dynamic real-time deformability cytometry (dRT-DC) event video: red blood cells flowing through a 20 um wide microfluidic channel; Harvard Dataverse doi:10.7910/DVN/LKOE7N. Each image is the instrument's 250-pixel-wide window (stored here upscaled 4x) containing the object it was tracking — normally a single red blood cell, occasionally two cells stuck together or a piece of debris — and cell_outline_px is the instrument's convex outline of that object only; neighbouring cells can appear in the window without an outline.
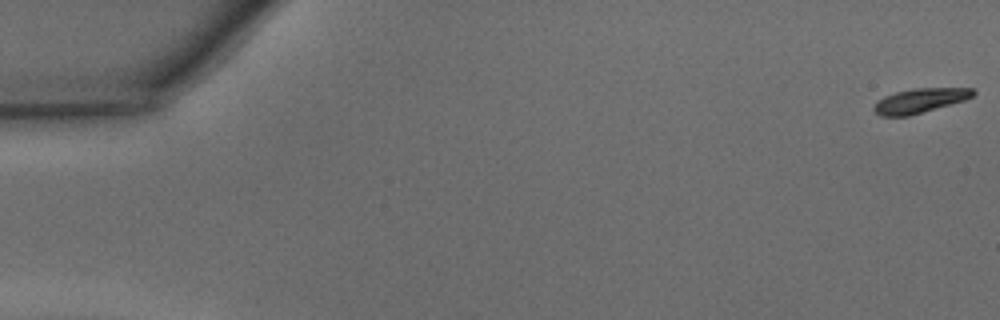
{"species": "common noctule bat (a hibernating species)", "species_latin": "Nyctalus noctula", "temperature_condition": "warm", "stored_images_in_passage": 44, "camera_frame_rate_fps": 3000, "um_per_image_px": 0.085, "animal": {"sex": "male", "body_mass_g": 15.6}, "frame": {"image": 1, "passage_image": 1, "time_ms": 0.0, "image_size_px": [1000, 320], "cell_outline_px": [[976, 92], [972, 96], [964, 100], [908, 116], [880, 116], [872, 108], [876, 100], [884, 96], [896, 92], [912, 88], [972, 88]], "centroid_in_image_um": [78.14, 8.55], "position_along_channel_um": 6.9, "area_um2": 14.05}}
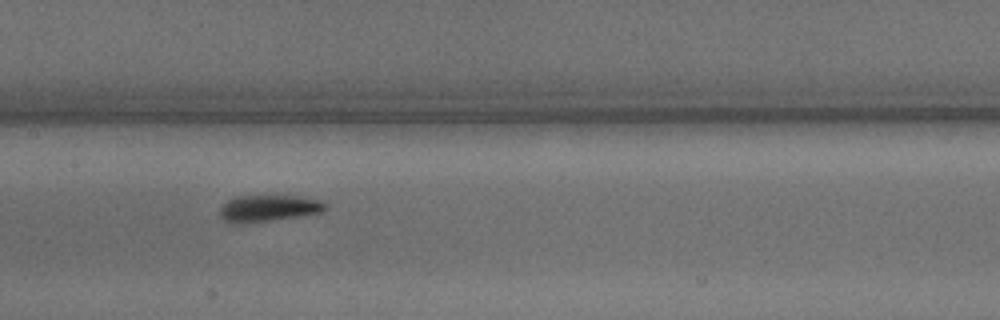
{"frame": {"image": 2, "passage_image": 24, "time_ms": 7.667, "image_size_px": [1000, 320], "cell_outline_px": [[328, 208], [324, 212], [272, 220], [244, 224], [228, 224], [220, 216], [220, 208], [228, 200], [236, 196], [304, 196], [320, 200], [328, 204]], "centroid_in_image_um": [22.84, 17.71], "position_along_channel_um": 184.6, "area_um2": 16.65}}
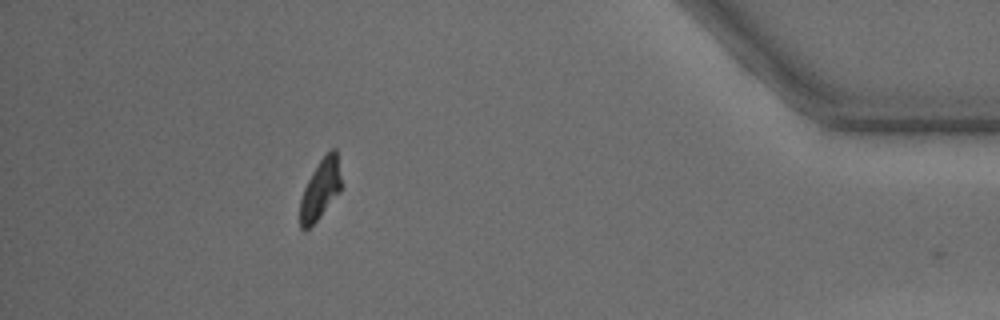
{"frame": {"image": 3, "passage_image": 43, "time_ms": 14.0, "image_size_px": [1000, 320], "cell_outline_px": [[340, 192], [320, 216], [308, 228], [300, 228], [300, 200], [304, 188], [312, 172], [320, 160], [332, 148], [336, 148], [340, 176]], "centroid_in_image_um": [27.22, 16.08], "position_along_channel_um": 408.0, "area_um2": 13.99}, "authors_computed_cell_mechanics": {"area_um2": 15.8372, "velocity_mm_per_s": 4.3184, "shape_relaxation_time_tau1_ms": 2.7265, "shape_relaxation_time_tau2_ms": 1.3191, "deformation_change_tau1": 0.1216, "deformation_change_tau2": 0.0609}}